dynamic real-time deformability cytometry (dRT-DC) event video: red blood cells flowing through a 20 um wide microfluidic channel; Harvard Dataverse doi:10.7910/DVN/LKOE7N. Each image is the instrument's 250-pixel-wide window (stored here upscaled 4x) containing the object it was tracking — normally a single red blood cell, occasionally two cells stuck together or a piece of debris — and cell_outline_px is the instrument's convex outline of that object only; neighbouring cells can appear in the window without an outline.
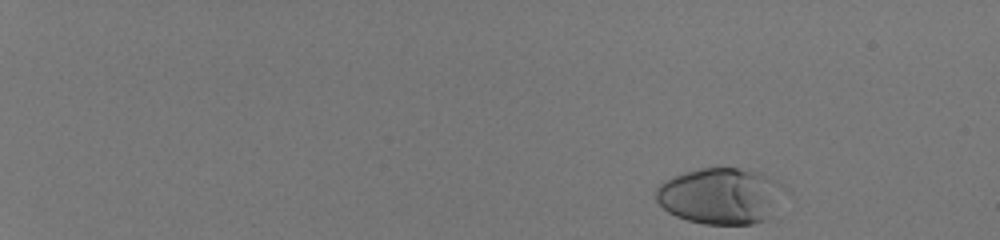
{"species": "human", "species_latin": "Homo sapiens", "temperature_condition": "room temperature", "stored_images_in_passage": 48, "camera_frame_rate_fps": 3000, "um_per_image_px": 0.085, "donor": {"sex": "male"}, "frame": {"image": 1, "passage_image": 1, "time_ms": 0.0, "image_size_px": [1000, 240], "cell_outline_px": [[792, 192], [764, 220], [752, 224], [704, 224], [688, 220], [676, 216], [668, 212], [656, 200], [656, 188], [664, 180], [672, 176], [684, 172], [700, 168], [736, 168], [760, 172], [776, 180]], "centroid_in_image_um": [61.32, 16.64], "position_along_channel_um": 23.7, "area_um2": 42.71}}
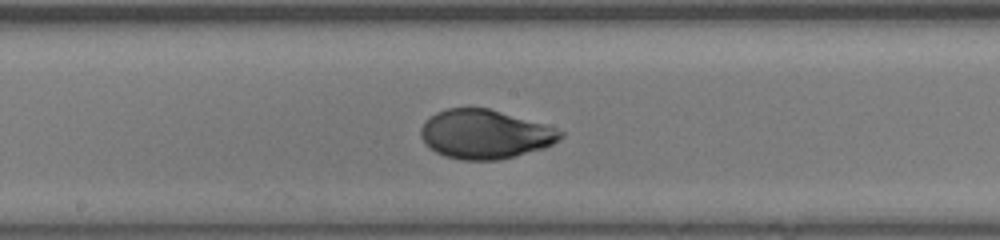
{"frame": {"image": 2, "passage_image": 28, "time_ms": 9.0, "image_size_px": [1000, 240], "cell_outline_px": [[564, 136], [560, 140], [544, 148], [516, 156], [500, 160], [460, 160], [444, 156], [436, 152], [420, 136], [420, 128], [424, 120], [436, 112], [448, 108], [488, 108], [544, 124], [556, 128], [564, 132]], "centroid_in_image_um": [41.23, 11.41], "position_along_channel_um": 207.0, "area_um2": 39.94}}
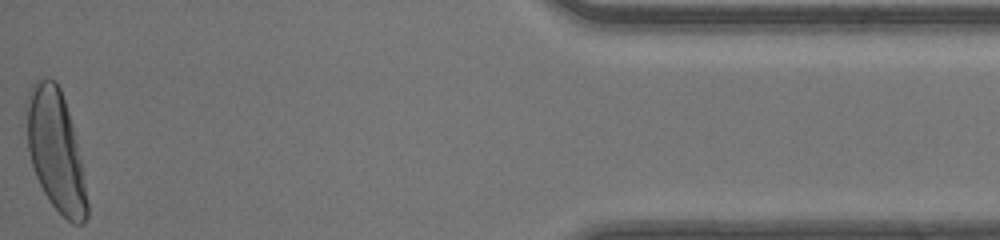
{"frame": {"image": 3, "passage_image": 48, "time_ms": 15.667, "image_size_px": [1000, 240], "cell_outline_px": [[88, 216], [84, 224], [72, 224], [52, 204], [44, 192], [36, 176], [32, 164], [28, 148], [24, 108], [28, 92], [32, 84], [36, 80], [48, 76], [56, 80], [60, 88], [72, 124], [80, 160], [88, 204]], "centroid_in_image_um": [4.7, 12.75], "position_along_channel_um": 430.5, "area_um2": 42.48}, "authors_computed_cell_mechanics": {"area_um2": 39.4196, "velocity_mm_per_s": 4.1809, "shape_relaxation_time_tau1_ms": 3.6683, "shape_relaxation_time_tau2_ms": null, "deformation_change_tau1": 0.2017, "deformation_change_tau2": null}}